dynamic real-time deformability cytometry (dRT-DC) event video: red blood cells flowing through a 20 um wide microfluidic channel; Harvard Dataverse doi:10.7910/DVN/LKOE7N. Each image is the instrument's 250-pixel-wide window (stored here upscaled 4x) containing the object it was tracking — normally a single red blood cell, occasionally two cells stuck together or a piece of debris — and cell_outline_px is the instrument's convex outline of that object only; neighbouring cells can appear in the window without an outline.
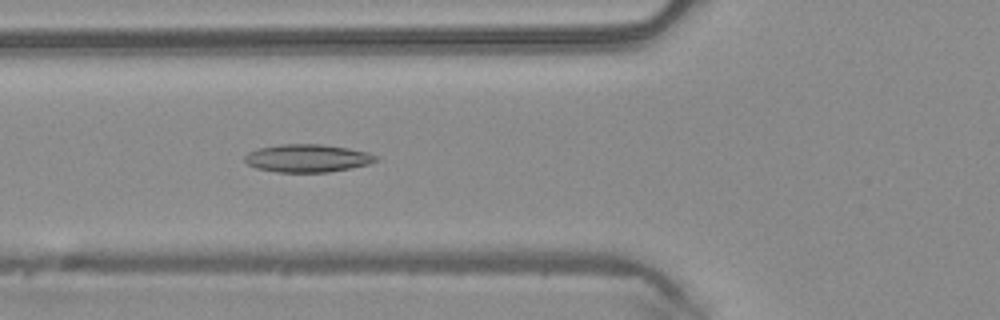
{"species": "common noctule bat (a hibernating species)", "species_latin": "Nyctalus noctula", "temperature_condition": "warm", "stored_images_in_passage": 49, "camera_frame_rate_fps": 3000, "um_per_image_px": 0.085, "animal": {"sex": "male", "body_mass_g": 20.4}, "frame": {"image": 1, "passage_image": 18, "time_ms": 5.667, "image_size_px": [1000, 320], "cell_outline_px": [[380, 160], [368, 164], [328, 172], [276, 172], [256, 168], [248, 164], [244, 160], [244, 156], [248, 152], [260, 148], [280, 144], [320, 144], [348, 148], [368, 152], [380, 156]], "centroid_in_image_um": [26.15, 13.44], "position_along_channel_um": 99.6, "area_um2": 21.33}}
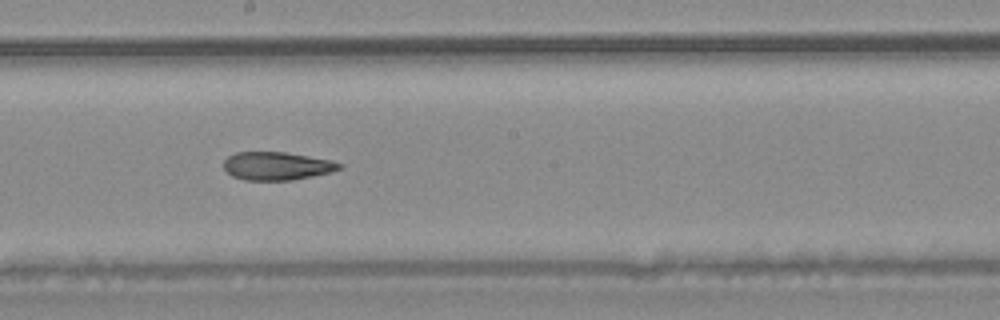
{"frame": {"image": 2, "passage_image": 27, "time_ms": 8.667, "image_size_px": [1000, 320], "cell_outline_px": [[344, 168], [332, 172], [292, 180], [244, 180], [232, 176], [224, 168], [224, 160], [228, 156], [236, 152], [284, 152], [332, 160], [344, 164]], "centroid_in_image_um": [23.57, 14.11], "position_along_channel_um": 224.6, "area_um2": 19.07}}
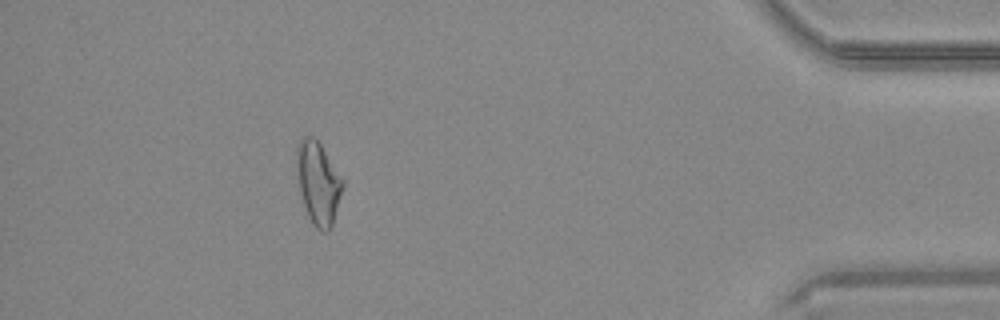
{"frame": {"image": 3, "passage_image": 44, "time_ms": 14.333, "image_size_px": [1000, 320], "cell_outline_px": [[344, 188], [332, 224], [328, 232], [320, 232], [312, 224], [308, 216], [300, 192], [296, 168], [296, 148], [300, 140], [304, 136], [312, 136], [320, 144], [344, 180]], "centroid_in_image_um": [27.05, 15.57], "position_along_channel_um": 408.2, "area_um2": 22.2}, "authors_computed_cell_mechanics": {"area_um2": 21.3282, "velocity_mm_per_s": 4.1542, "shape_relaxation_time_tau1_ms": null, "shape_relaxation_time_tau2_ms": 4.3906, "deformation_change_tau1": null, "deformation_change_tau2": 0.1352}}